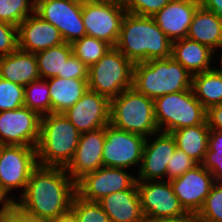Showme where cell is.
Returning a JSON list of instances; mask_svg holds the SVG:
<instances>
[{
    "mask_svg": "<svg viewBox=\"0 0 222 222\" xmlns=\"http://www.w3.org/2000/svg\"><path fill=\"white\" fill-rule=\"evenodd\" d=\"M66 173L65 167L38 165L31 172L21 200L14 205L26 215L47 221L68 212L76 183Z\"/></svg>",
    "mask_w": 222,
    "mask_h": 222,
    "instance_id": "cell-1",
    "label": "cell"
},
{
    "mask_svg": "<svg viewBox=\"0 0 222 222\" xmlns=\"http://www.w3.org/2000/svg\"><path fill=\"white\" fill-rule=\"evenodd\" d=\"M115 47L136 64L171 57L172 41L152 17L126 13Z\"/></svg>",
    "mask_w": 222,
    "mask_h": 222,
    "instance_id": "cell-2",
    "label": "cell"
},
{
    "mask_svg": "<svg viewBox=\"0 0 222 222\" xmlns=\"http://www.w3.org/2000/svg\"><path fill=\"white\" fill-rule=\"evenodd\" d=\"M132 87L154 100L192 88V75L172 57L153 59L134 64Z\"/></svg>",
    "mask_w": 222,
    "mask_h": 222,
    "instance_id": "cell-3",
    "label": "cell"
},
{
    "mask_svg": "<svg viewBox=\"0 0 222 222\" xmlns=\"http://www.w3.org/2000/svg\"><path fill=\"white\" fill-rule=\"evenodd\" d=\"M79 138L80 132L63 113L41 116L36 146L38 165L66 167L74 156Z\"/></svg>",
    "mask_w": 222,
    "mask_h": 222,
    "instance_id": "cell-4",
    "label": "cell"
},
{
    "mask_svg": "<svg viewBox=\"0 0 222 222\" xmlns=\"http://www.w3.org/2000/svg\"><path fill=\"white\" fill-rule=\"evenodd\" d=\"M110 124L115 128L142 135L159 131L154 114V101L133 87L110 100Z\"/></svg>",
    "mask_w": 222,
    "mask_h": 222,
    "instance_id": "cell-5",
    "label": "cell"
},
{
    "mask_svg": "<svg viewBox=\"0 0 222 222\" xmlns=\"http://www.w3.org/2000/svg\"><path fill=\"white\" fill-rule=\"evenodd\" d=\"M154 101V114L159 131L162 125L164 133L177 129L203 124L206 121V109L196 99L193 89L160 96Z\"/></svg>",
    "mask_w": 222,
    "mask_h": 222,
    "instance_id": "cell-6",
    "label": "cell"
},
{
    "mask_svg": "<svg viewBox=\"0 0 222 222\" xmlns=\"http://www.w3.org/2000/svg\"><path fill=\"white\" fill-rule=\"evenodd\" d=\"M134 64L116 47H112L88 71V89L109 100L133 86Z\"/></svg>",
    "mask_w": 222,
    "mask_h": 222,
    "instance_id": "cell-7",
    "label": "cell"
},
{
    "mask_svg": "<svg viewBox=\"0 0 222 222\" xmlns=\"http://www.w3.org/2000/svg\"><path fill=\"white\" fill-rule=\"evenodd\" d=\"M126 13L121 1H82V20L86 36L94 37L115 47Z\"/></svg>",
    "mask_w": 222,
    "mask_h": 222,
    "instance_id": "cell-8",
    "label": "cell"
},
{
    "mask_svg": "<svg viewBox=\"0 0 222 222\" xmlns=\"http://www.w3.org/2000/svg\"><path fill=\"white\" fill-rule=\"evenodd\" d=\"M35 13L54 25L66 43L72 44L86 36L80 0H40Z\"/></svg>",
    "mask_w": 222,
    "mask_h": 222,
    "instance_id": "cell-9",
    "label": "cell"
},
{
    "mask_svg": "<svg viewBox=\"0 0 222 222\" xmlns=\"http://www.w3.org/2000/svg\"><path fill=\"white\" fill-rule=\"evenodd\" d=\"M34 147L2 145L0 155V188L8 195L15 187L26 186L31 172L38 166Z\"/></svg>",
    "mask_w": 222,
    "mask_h": 222,
    "instance_id": "cell-10",
    "label": "cell"
},
{
    "mask_svg": "<svg viewBox=\"0 0 222 222\" xmlns=\"http://www.w3.org/2000/svg\"><path fill=\"white\" fill-rule=\"evenodd\" d=\"M145 139L142 135L130 133L108 124L105 127L103 166L126 169L141 163Z\"/></svg>",
    "mask_w": 222,
    "mask_h": 222,
    "instance_id": "cell-11",
    "label": "cell"
},
{
    "mask_svg": "<svg viewBox=\"0 0 222 222\" xmlns=\"http://www.w3.org/2000/svg\"><path fill=\"white\" fill-rule=\"evenodd\" d=\"M41 126V116L22 106L0 112V144L22 145L36 148Z\"/></svg>",
    "mask_w": 222,
    "mask_h": 222,
    "instance_id": "cell-12",
    "label": "cell"
},
{
    "mask_svg": "<svg viewBox=\"0 0 222 222\" xmlns=\"http://www.w3.org/2000/svg\"><path fill=\"white\" fill-rule=\"evenodd\" d=\"M136 185L146 221L176 217L187 213L174 194L170 181L148 180L147 183L146 181H136Z\"/></svg>",
    "mask_w": 222,
    "mask_h": 222,
    "instance_id": "cell-13",
    "label": "cell"
},
{
    "mask_svg": "<svg viewBox=\"0 0 222 222\" xmlns=\"http://www.w3.org/2000/svg\"><path fill=\"white\" fill-rule=\"evenodd\" d=\"M123 170L102 166L86 174L76 183V194L86 201L98 202L109 194L130 189L136 183V177Z\"/></svg>",
    "mask_w": 222,
    "mask_h": 222,
    "instance_id": "cell-14",
    "label": "cell"
},
{
    "mask_svg": "<svg viewBox=\"0 0 222 222\" xmlns=\"http://www.w3.org/2000/svg\"><path fill=\"white\" fill-rule=\"evenodd\" d=\"M210 171L201 164L170 181L174 194L186 212L197 214L214 184Z\"/></svg>",
    "mask_w": 222,
    "mask_h": 222,
    "instance_id": "cell-15",
    "label": "cell"
},
{
    "mask_svg": "<svg viewBox=\"0 0 222 222\" xmlns=\"http://www.w3.org/2000/svg\"><path fill=\"white\" fill-rule=\"evenodd\" d=\"M81 133L110 124V100L88 90L71 108L63 113Z\"/></svg>",
    "mask_w": 222,
    "mask_h": 222,
    "instance_id": "cell-16",
    "label": "cell"
},
{
    "mask_svg": "<svg viewBox=\"0 0 222 222\" xmlns=\"http://www.w3.org/2000/svg\"><path fill=\"white\" fill-rule=\"evenodd\" d=\"M104 140L105 127L80 134L74 156L65 167L75 183L103 166Z\"/></svg>",
    "mask_w": 222,
    "mask_h": 222,
    "instance_id": "cell-17",
    "label": "cell"
},
{
    "mask_svg": "<svg viewBox=\"0 0 222 222\" xmlns=\"http://www.w3.org/2000/svg\"><path fill=\"white\" fill-rule=\"evenodd\" d=\"M34 15L27 16L18 25V49L35 54L64 43L60 31L54 25L35 12Z\"/></svg>",
    "mask_w": 222,
    "mask_h": 222,
    "instance_id": "cell-18",
    "label": "cell"
},
{
    "mask_svg": "<svg viewBox=\"0 0 222 222\" xmlns=\"http://www.w3.org/2000/svg\"><path fill=\"white\" fill-rule=\"evenodd\" d=\"M200 0H172L152 18L173 42L187 38L189 26Z\"/></svg>",
    "mask_w": 222,
    "mask_h": 222,
    "instance_id": "cell-19",
    "label": "cell"
},
{
    "mask_svg": "<svg viewBox=\"0 0 222 222\" xmlns=\"http://www.w3.org/2000/svg\"><path fill=\"white\" fill-rule=\"evenodd\" d=\"M176 148V141L171 133L162 132L151 144L146 138L139 177L136 181L158 180L166 175L167 162Z\"/></svg>",
    "mask_w": 222,
    "mask_h": 222,
    "instance_id": "cell-20",
    "label": "cell"
},
{
    "mask_svg": "<svg viewBox=\"0 0 222 222\" xmlns=\"http://www.w3.org/2000/svg\"><path fill=\"white\" fill-rule=\"evenodd\" d=\"M98 203L111 222H146L136 183L130 189L103 197Z\"/></svg>",
    "mask_w": 222,
    "mask_h": 222,
    "instance_id": "cell-21",
    "label": "cell"
},
{
    "mask_svg": "<svg viewBox=\"0 0 222 222\" xmlns=\"http://www.w3.org/2000/svg\"><path fill=\"white\" fill-rule=\"evenodd\" d=\"M0 77L23 86L39 80L35 54L17 49L7 56L0 57Z\"/></svg>",
    "mask_w": 222,
    "mask_h": 222,
    "instance_id": "cell-22",
    "label": "cell"
},
{
    "mask_svg": "<svg viewBox=\"0 0 222 222\" xmlns=\"http://www.w3.org/2000/svg\"><path fill=\"white\" fill-rule=\"evenodd\" d=\"M213 53L208 46L188 38L172 42L171 57L191 75L212 70L210 62Z\"/></svg>",
    "mask_w": 222,
    "mask_h": 222,
    "instance_id": "cell-23",
    "label": "cell"
},
{
    "mask_svg": "<svg viewBox=\"0 0 222 222\" xmlns=\"http://www.w3.org/2000/svg\"><path fill=\"white\" fill-rule=\"evenodd\" d=\"M187 38L215 52V48L222 45V17L200 5L193 15Z\"/></svg>",
    "mask_w": 222,
    "mask_h": 222,
    "instance_id": "cell-24",
    "label": "cell"
},
{
    "mask_svg": "<svg viewBox=\"0 0 222 222\" xmlns=\"http://www.w3.org/2000/svg\"><path fill=\"white\" fill-rule=\"evenodd\" d=\"M51 113H64L71 108L89 89L88 80L50 78Z\"/></svg>",
    "mask_w": 222,
    "mask_h": 222,
    "instance_id": "cell-25",
    "label": "cell"
},
{
    "mask_svg": "<svg viewBox=\"0 0 222 222\" xmlns=\"http://www.w3.org/2000/svg\"><path fill=\"white\" fill-rule=\"evenodd\" d=\"M209 131L205 121L203 124L177 129L171 132V135L174 137L178 149L201 164L208 150Z\"/></svg>",
    "mask_w": 222,
    "mask_h": 222,
    "instance_id": "cell-26",
    "label": "cell"
},
{
    "mask_svg": "<svg viewBox=\"0 0 222 222\" xmlns=\"http://www.w3.org/2000/svg\"><path fill=\"white\" fill-rule=\"evenodd\" d=\"M192 89L206 110L222 104V73L212 69L192 75Z\"/></svg>",
    "mask_w": 222,
    "mask_h": 222,
    "instance_id": "cell-27",
    "label": "cell"
},
{
    "mask_svg": "<svg viewBox=\"0 0 222 222\" xmlns=\"http://www.w3.org/2000/svg\"><path fill=\"white\" fill-rule=\"evenodd\" d=\"M72 54V45L66 42L35 53L40 78H63L64 65Z\"/></svg>",
    "mask_w": 222,
    "mask_h": 222,
    "instance_id": "cell-28",
    "label": "cell"
},
{
    "mask_svg": "<svg viewBox=\"0 0 222 222\" xmlns=\"http://www.w3.org/2000/svg\"><path fill=\"white\" fill-rule=\"evenodd\" d=\"M32 81L24 86V106L30 110L37 112L40 116L51 113L50 90L47 81Z\"/></svg>",
    "mask_w": 222,
    "mask_h": 222,
    "instance_id": "cell-29",
    "label": "cell"
},
{
    "mask_svg": "<svg viewBox=\"0 0 222 222\" xmlns=\"http://www.w3.org/2000/svg\"><path fill=\"white\" fill-rule=\"evenodd\" d=\"M73 54L88 68L97 63L112 47L99 39L84 36L72 44Z\"/></svg>",
    "mask_w": 222,
    "mask_h": 222,
    "instance_id": "cell-30",
    "label": "cell"
},
{
    "mask_svg": "<svg viewBox=\"0 0 222 222\" xmlns=\"http://www.w3.org/2000/svg\"><path fill=\"white\" fill-rule=\"evenodd\" d=\"M70 210L78 222H111L98 202L86 201L77 194L72 199Z\"/></svg>",
    "mask_w": 222,
    "mask_h": 222,
    "instance_id": "cell-31",
    "label": "cell"
},
{
    "mask_svg": "<svg viewBox=\"0 0 222 222\" xmlns=\"http://www.w3.org/2000/svg\"><path fill=\"white\" fill-rule=\"evenodd\" d=\"M196 216L199 222H222V182L212 185Z\"/></svg>",
    "mask_w": 222,
    "mask_h": 222,
    "instance_id": "cell-32",
    "label": "cell"
},
{
    "mask_svg": "<svg viewBox=\"0 0 222 222\" xmlns=\"http://www.w3.org/2000/svg\"><path fill=\"white\" fill-rule=\"evenodd\" d=\"M28 0H0V21L17 26L28 16V12H35V5Z\"/></svg>",
    "mask_w": 222,
    "mask_h": 222,
    "instance_id": "cell-33",
    "label": "cell"
},
{
    "mask_svg": "<svg viewBox=\"0 0 222 222\" xmlns=\"http://www.w3.org/2000/svg\"><path fill=\"white\" fill-rule=\"evenodd\" d=\"M24 86L0 77V112L24 106Z\"/></svg>",
    "mask_w": 222,
    "mask_h": 222,
    "instance_id": "cell-34",
    "label": "cell"
},
{
    "mask_svg": "<svg viewBox=\"0 0 222 222\" xmlns=\"http://www.w3.org/2000/svg\"><path fill=\"white\" fill-rule=\"evenodd\" d=\"M172 0H122L121 4L127 13L139 16H154Z\"/></svg>",
    "mask_w": 222,
    "mask_h": 222,
    "instance_id": "cell-35",
    "label": "cell"
},
{
    "mask_svg": "<svg viewBox=\"0 0 222 222\" xmlns=\"http://www.w3.org/2000/svg\"><path fill=\"white\" fill-rule=\"evenodd\" d=\"M198 163L189 157L182 150L176 148L167 162L166 175L169 177L168 181L179 178L188 170L193 169Z\"/></svg>",
    "mask_w": 222,
    "mask_h": 222,
    "instance_id": "cell-36",
    "label": "cell"
},
{
    "mask_svg": "<svg viewBox=\"0 0 222 222\" xmlns=\"http://www.w3.org/2000/svg\"><path fill=\"white\" fill-rule=\"evenodd\" d=\"M18 27L0 21V57L7 56L18 49Z\"/></svg>",
    "mask_w": 222,
    "mask_h": 222,
    "instance_id": "cell-37",
    "label": "cell"
},
{
    "mask_svg": "<svg viewBox=\"0 0 222 222\" xmlns=\"http://www.w3.org/2000/svg\"><path fill=\"white\" fill-rule=\"evenodd\" d=\"M89 68L74 54L66 61L63 68V78L88 80Z\"/></svg>",
    "mask_w": 222,
    "mask_h": 222,
    "instance_id": "cell-38",
    "label": "cell"
},
{
    "mask_svg": "<svg viewBox=\"0 0 222 222\" xmlns=\"http://www.w3.org/2000/svg\"><path fill=\"white\" fill-rule=\"evenodd\" d=\"M201 165L211 172L216 183L222 182V155H216L208 149Z\"/></svg>",
    "mask_w": 222,
    "mask_h": 222,
    "instance_id": "cell-39",
    "label": "cell"
},
{
    "mask_svg": "<svg viewBox=\"0 0 222 222\" xmlns=\"http://www.w3.org/2000/svg\"><path fill=\"white\" fill-rule=\"evenodd\" d=\"M206 122L210 130L222 131V104L206 110Z\"/></svg>",
    "mask_w": 222,
    "mask_h": 222,
    "instance_id": "cell-40",
    "label": "cell"
},
{
    "mask_svg": "<svg viewBox=\"0 0 222 222\" xmlns=\"http://www.w3.org/2000/svg\"><path fill=\"white\" fill-rule=\"evenodd\" d=\"M208 149L216 155H222V131H209Z\"/></svg>",
    "mask_w": 222,
    "mask_h": 222,
    "instance_id": "cell-41",
    "label": "cell"
},
{
    "mask_svg": "<svg viewBox=\"0 0 222 222\" xmlns=\"http://www.w3.org/2000/svg\"><path fill=\"white\" fill-rule=\"evenodd\" d=\"M11 222H48L35 217H31L22 212L14 204L11 206Z\"/></svg>",
    "mask_w": 222,
    "mask_h": 222,
    "instance_id": "cell-42",
    "label": "cell"
},
{
    "mask_svg": "<svg viewBox=\"0 0 222 222\" xmlns=\"http://www.w3.org/2000/svg\"><path fill=\"white\" fill-rule=\"evenodd\" d=\"M146 222H199L198 217L194 213L187 212L181 216L156 218Z\"/></svg>",
    "mask_w": 222,
    "mask_h": 222,
    "instance_id": "cell-43",
    "label": "cell"
},
{
    "mask_svg": "<svg viewBox=\"0 0 222 222\" xmlns=\"http://www.w3.org/2000/svg\"><path fill=\"white\" fill-rule=\"evenodd\" d=\"M200 5L222 17V0H200Z\"/></svg>",
    "mask_w": 222,
    "mask_h": 222,
    "instance_id": "cell-44",
    "label": "cell"
},
{
    "mask_svg": "<svg viewBox=\"0 0 222 222\" xmlns=\"http://www.w3.org/2000/svg\"><path fill=\"white\" fill-rule=\"evenodd\" d=\"M6 197H7L6 194L0 188V203L3 202V206L0 210V216H3L15 202L14 200H12L8 197L6 198Z\"/></svg>",
    "mask_w": 222,
    "mask_h": 222,
    "instance_id": "cell-45",
    "label": "cell"
},
{
    "mask_svg": "<svg viewBox=\"0 0 222 222\" xmlns=\"http://www.w3.org/2000/svg\"><path fill=\"white\" fill-rule=\"evenodd\" d=\"M48 222H78L75 214L69 210L68 212L54 218L51 220H48Z\"/></svg>",
    "mask_w": 222,
    "mask_h": 222,
    "instance_id": "cell-46",
    "label": "cell"
},
{
    "mask_svg": "<svg viewBox=\"0 0 222 222\" xmlns=\"http://www.w3.org/2000/svg\"><path fill=\"white\" fill-rule=\"evenodd\" d=\"M0 222H11V207L3 216H0Z\"/></svg>",
    "mask_w": 222,
    "mask_h": 222,
    "instance_id": "cell-47",
    "label": "cell"
},
{
    "mask_svg": "<svg viewBox=\"0 0 222 222\" xmlns=\"http://www.w3.org/2000/svg\"><path fill=\"white\" fill-rule=\"evenodd\" d=\"M222 48V45L220 46ZM221 63H222V56H221ZM215 71L219 72V73H222V69H214Z\"/></svg>",
    "mask_w": 222,
    "mask_h": 222,
    "instance_id": "cell-48",
    "label": "cell"
},
{
    "mask_svg": "<svg viewBox=\"0 0 222 222\" xmlns=\"http://www.w3.org/2000/svg\"><path fill=\"white\" fill-rule=\"evenodd\" d=\"M40 0H33L32 3L36 5Z\"/></svg>",
    "mask_w": 222,
    "mask_h": 222,
    "instance_id": "cell-49",
    "label": "cell"
},
{
    "mask_svg": "<svg viewBox=\"0 0 222 222\" xmlns=\"http://www.w3.org/2000/svg\"><path fill=\"white\" fill-rule=\"evenodd\" d=\"M1 150H2V144H0V155H1Z\"/></svg>",
    "mask_w": 222,
    "mask_h": 222,
    "instance_id": "cell-50",
    "label": "cell"
}]
</instances>
